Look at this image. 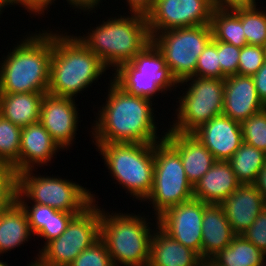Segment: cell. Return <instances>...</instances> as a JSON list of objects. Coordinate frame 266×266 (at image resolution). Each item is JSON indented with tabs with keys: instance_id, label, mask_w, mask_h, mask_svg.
<instances>
[{
	"instance_id": "8992f818",
	"label": "cell",
	"mask_w": 266,
	"mask_h": 266,
	"mask_svg": "<svg viewBox=\"0 0 266 266\" xmlns=\"http://www.w3.org/2000/svg\"><path fill=\"white\" fill-rule=\"evenodd\" d=\"M154 144L95 143L114 179L141 202L153 186Z\"/></svg>"
},
{
	"instance_id": "9c48e42d",
	"label": "cell",
	"mask_w": 266,
	"mask_h": 266,
	"mask_svg": "<svg viewBox=\"0 0 266 266\" xmlns=\"http://www.w3.org/2000/svg\"><path fill=\"white\" fill-rule=\"evenodd\" d=\"M189 83L180 96L177 119L168 131L193 133L201 125L222 114L224 104V79L191 76L179 84Z\"/></svg>"
},
{
	"instance_id": "e0dca14e",
	"label": "cell",
	"mask_w": 266,
	"mask_h": 266,
	"mask_svg": "<svg viewBox=\"0 0 266 266\" xmlns=\"http://www.w3.org/2000/svg\"><path fill=\"white\" fill-rule=\"evenodd\" d=\"M220 205L233 232L241 235L266 207V202L254 184H241Z\"/></svg>"
},
{
	"instance_id": "52a82bcc",
	"label": "cell",
	"mask_w": 266,
	"mask_h": 266,
	"mask_svg": "<svg viewBox=\"0 0 266 266\" xmlns=\"http://www.w3.org/2000/svg\"><path fill=\"white\" fill-rule=\"evenodd\" d=\"M164 137L154 144L153 186L144 200L151 201L156 218L168 208L194 198L180 155Z\"/></svg>"
},
{
	"instance_id": "5bb4252c",
	"label": "cell",
	"mask_w": 266,
	"mask_h": 266,
	"mask_svg": "<svg viewBox=\"0 0 266 266\" xmlns=\"http://www.w3.org/2000/svg\"><path fill=\"white\" fill-rule=\"evenodd\" d=\"M75 99L46 93L40 112V123L50 133L52 139L64 149L69 148L77 131L78 111Z\"/></svg>"
},
{
	"instance_id": "bcb514c9",
	"label": "cell",
	"mask_w": 266,
	"mask_h": 266,
	"mask_svg": "<svg viewBox=\"0 0 266 266\" xmlns=\"http://www.w3.org/2000/svg\"><path fill=\"white\" fill-rule=\"evenodd\" d=\"M256 189L262 194L266 202V164L260 170L257 180L254 183Z\"/></svg>"
},
{
	"instance_id": "cb8c5ba5",
	"label": "cell",
	"mask_w": 266,
	"mask_h": 266,
	"mask_svg": "<svg viewBox=\"0 0 266 266\" xmlns=\"http://www.w3.org/2000/svg\"><path fill=\"white\" fill-rule=\"evenodd\" d=\"M46 93H0V115L23 128L40 121Z\"/></svg>"
},
{
	"instance_id": "60d3db41",
	"label": "cell",
	"mask_w": 266,
	"mask_h": 266,
	"mask_svg": "<svg viewBox=\"0 0 266 266\" xmlns=\"http://www.w3.org/2000/svg\"><path fill=\"white\" fill-rule=\"evenodd\" d=\"M53 0H1V3L3 5V7L8 6V5H14L16 4H20L23 5L22 7H25V10L27 9V12H32L35 15H37L36 13L42 14L44 13V10L47 9L48 5L51 4Z\"/></svg>"
},
{
	"instance_id": "d6986e66",
	"label": "cell",
	"mask_w": 266,
	"mask_h": 266,
	"mask_svg": "<svg viewBox=\"0 0 266 266\" xmlns=\"http://www.w3.org/2000/svg\"><path fill=\"white\" fill-rule=\"evenodd\" d=\"M61 147L40 122L23 127L20 138L19 162L13 167L15 172L32 170L51 161Z\"/></svg>"
},
{
	"instance_id": "f6af8a7d",
	"label": "cell",
	"mask_w": 266,
	"mask_h": 266,
	"mask_svg": "<svg viewBox=\"0 0 266 266\" xmlns=\"http://www.w3.org/2000/svg\"><path fill=\"white\" fill-rule=\"evenodd\" d=\"M55 0H53L54 2ZM101 0H67V3L69 2L70 5H73L72 7L81 9L83 11H91L97 5L99 6Z\"/></svg>"
},
{
	"instance_id": "8fae6325",
	"label": "cell",
	"mask_w": 266,
	"mask_h": 266,
	"mask_svg": "<svg viewBox=\"0 0 266 266\" xmlns=\"http://www.w3.org/2000/svg\"><path fill=\"white\" fill-rule=\"evenodd\" d=\"M95 203L75 215L66 230L39 251L41 261L49 265L69 266L83 250L100 239L101 208Z\"/></svg>"
},
{
	"instance_id": "2e32d148",
	"label": "cell",
	"mask_w": 266,
	"mask_h": 266,
	"mask_svg": "<svg viewBox=\"0 0 266 266\" xmlns=\"http://www.w3.org/2000/svg\"><path fill=\"white\" fill-rule=\"evenodd\" d=\"M266 108L259 99L252 76L231 75L224 79L222 114L242 122Z\"/></svg>"
},
{
	"instance_id": "5b68a950",
	"label": "cell",
	"mask_w": 266,
	"mask_h": 266,
	"mask_svg": "<svg viewBox=\"0 0 266 266\" xmlns=\"http://www.w3.org/2000/svg\"><path fill=\"white\" fill-rule=\"evenodd\" d=\"M144 217L101 210L100 239L114 266H148L153 231Z\"/></svg>"
},
{
	"instance_id": "d6a6232c",
	"label": "cell",
	"mask_w": 266,
	"mask_h": 266,
	"mask_svg": "<svg viewBox=\"0 0 266 266\" xmlns=\"http://www.w3.org/2000/svg\"><path fill=\"white\" fill-rule=\"evenodd\" d=\"M196 77L221 79L219 41L211 40L197 59Z\"/></svg>"
},
{
	"instance_id": "30bf717a",
	"label": "cell",
	"mask_w": 266,
	"mask_h": 266,
	"mask_svg": "<svg viewBox=\"0 0 266 266\" xmlns=\"http://www.w3.org/2000/svg\"><path fill=\"white\" fill-rule=\"evenodd\" d=\"M211 40L210 24L170 29L152 36L178 83L195 75L197 59Z\"/></svg>"
},
{
	"instance_id": "74e56055",
	"label": "cell",
	"mask_w": 266,
	"mask_h": 266,
	"mask_svg": "<svg viewBox=\"0 0 266 266\" xmlns=\"http://www.w3.org/2000/svg\"><path fill=\"white\" fill-rule=\"evenodd\" d=\"M16 202L25 211L32 236L37 235L40 230L47 224L49 219V212H54L56 209L47 205H41L38 203H32V207L28 206L24 198L16 197ZM35 234V235H34Z\"/></svg>"
},
{
	"instance_id": "4316f807",
	"label": "cell",
	"mask_w": 266,
	"mask_h": 266,
	"mask_svg": "<svg viewBox=\"0 0 266 266\" xmlns=\"http://www.w3.org/2000/svg\"><path fill=\"white\" fill-rule=\"evenodd\" d=\"M228 162L241 184H254L266 164V153L243 142Z\"/></svg>"
},
{
	"instance_id": "3957f363",
	"label": "cell",
	"mask_w": 266,
	"mask_h": 266,
	"mask_svg": "<svg viewBox=\"0 0 266 266\" xmlns=\"http://www.w3.org/2000/svg\"><path fill=\"white\" fill-rule=\"evenodd\" d=\"M106 69L77 36L53 33L48 94L75 98Z\"/></svg>"
},
{
	"instance_id": "d590c367",
	"label": "cell",
	"mask_w": 266,
	"mask_h": 266,
	"mask_svg": "<svg viewBox=\"0 0 266 266\" xmlns=\"http://www.w3.org/2000/svg\"><path fill=\"white\" fill-rule=\"evenodd\" d=\"M17 173L9 166L0 164V212L16 201Z\"/></svg>"
},
{
	"instance_id": "f35d334b",
	"label": "cell",
	"mask_w": 266,
	"mask_h": 266,
	"mask_svg": "<svg viewBox=\"0 0 266 266\" xmlns=\"http://www.w3.org/2000/svg\"><path fill=\"white\" fill-rule=\"evenodd\" d=\"M241 48L219 41V62L221 79L238 74V63Z\"/></svg>"
},
{
	"instance_id": "6da1fadb",
	"label": "cell",
	"mask_w": 266,
	"mask_h": 266,
	"mask_svg": "<svg viewBox=\"0 0 266 266\" xmlns=\"http://www.w3.org/2000/svg\"><path fill=\"white\" fill-rule=\"evenodd\" d=\"M93 131L95 143H157L152 101L127 93L113 80Z\"/></svg>"
},
{
	"instance_id": "603a6c76",
	"label": "cell",
	"mask_w": 266,
	"mask_h": 266,
	"mask_svg": "<svg viewBox=\"0 0 266 266\" xmlns=\"http://www.w3.org/2000/svg\"><path fill=\"white\" fill-rule=\"evenodd\" d=\"M115 72L112 80L124 91L150 100L156 92L166 93L178 84L173 76L138 75V70L130 62L120 65Z\"/></svg>"
},
{
	"instance_id": "4dcf8cb0",
	"label": "cell",
	"mask_w": 266,
	"mask_h": 266,
	"mask_svg": "<svg viewBox=\"0 0 266 266\" xmlns=\"http://www.w3.org/2000/svg\"><path fill=\"white\" fill-rule=\"evenodd\" d=\"M234 11L241 18L247 44L263 46L266 42V12L256 8H239Z\"/></svg>"
},
{
	"instance_id": "e575fe53",
	"label": "cell",
	"mask_w": 266,
	"mask_h": 266,
	"mask_svg": "<svg viewBox=\"0 0 266 266\" xmlns=\"http://www.w3.org/2000/svg\"><path fill=\"white\" fill-rule=\"evenodd\" d=\"M264 62L265 56L262 46L247 44L240 50L238 75L253 76Z\"/></svg>"
},
{
	"instance_id": "b9f144b4",
	"label": "cell",
	"mask_w": 266,
	"mask_h": 266,
	"mask_svg": "<svg viewBox=\"0 0 266 266\" xmlns=\"http://www.w3.org/2000/svg\"><path fill=\"white\" fill-rule=\"evenodd\" d=\"M214 9L235 10L239 8H256L255 0H211Z\"/></svg>"
},
{
	"instance_id": "f907efd6",
	"label": "cell",
	"mask_w": 266,
	"mask_h": 266,
	"mask_svg": "<svg viewBox=\"0 0 266 266\" xmlns=\"http://www.w3.org/2000/svg\"><path fill=\"white\" fill-rule=\"evenodd\" d=\"M4 7H3V5H2V3H1V0H0V14H2L1 12H3V9ZM2 10V11H1Z\"/></svg>"
},
{
	"instance_id": "9a60e30c",
	"label": "cell",
	"mask_w": 266,
	"mask_h": 266,
	"mask_svg": "<svg viewBox=\"0 0 266 266\" xmlns=\"http://www.w3.org/2000/svg\"><path fill=\"white\" fill-rule=\"evenodd\" d=\"M216 160L228 161L243 143L241 124L220 114L193 133Z\"/></svg>"
},
{
	"instance_id": "7dc6e473",
	"label": "cell",
	"mask_w": 266,
	"mask_h": 266,
	"mask_svg": "<svg viewBox=\"0 0 266 266\" xmlns=\"http://www.w3.org/2000/svg\"><path fill=\"white\" fill-rule=\"evenodd\" d=\"M28 266H55V265H49L41 261L38 257H36V260L34 262L29 263Z\"/></svg>"
},
{
	"instance_id": "4fadbf2b",
	"label": "cell",
	"mask_w": 266,
	"mask_h": 266,
	"mask_svg": "<svg viewBox=\"0 0 266 266\" xmlns=\"http://www.w3.org/2000/svg\"><path fill=\"white\" fill-rule=\"evenodd\" d=\"M203 214L204 202L192 198L168 208L156 218V224L169 236L201 257Z\"/></svg>"
},
{
	"instance_id": "f5cc1de1",
	"label": "cell",
	"mask_w": 266,
	"mask_h": 266,
	"mask_svg": "<svg viewBox=\"0 0 266 266\" xmlns=\"http://www.w3.org/2000/svg\"><path fill=\"white\" fill-rule=\"evenodd\" d=\"M264 261H266V260H263V263H262V265H261V266H265L266 262H264Z\"/></svg>"
},
{
	"instance_id": "277c9868",
	"label": "cell",
	"mask_w": 266,
	"mask_h": 266,
	"mask_svg": "<svg viewBox=\"0 0 266 266\" xmlns=\"http://www.w3.org/2000/svg\"><path fill=\"white\" fill-rule=\"evenodd\" d=\"M95 28L86 37L78 38L107 68L114 67L113 70L130 62L152 42L147 19L138 14L111 17Z\"/></svg>"
},
{
	"instance_id": "484cf974",
	"label": "cell",
	"mask_w": 266,
	"mask_h": 266,
	"mask_svg": "<svg viewBox=\"0 0 266 266\" xmlns=\"http://www.w3.org/2000/svg\"><path fill=\"white\" fill-rule=\"evenodd\" d=\"M266 255L243 235H235L229 246L210 260L216 266H261Z\"/></svg>"
},
{
	"instance_id": "44dd1931",
	"label": "cell",
	"mask_w": 266,
	"mask_h": 266,
	"mask_svg": "<svg viewBox=\"0 0 266 266\" xmlns=\"http://www.w3.org/2000/svg\"><path fill=\"white\" fill-rule=\"evenodd\" d=\"M235 235L222 206L204 202L201 259L210 260L229 246Z\"/></svg>"
},
{
	"instance_id": "7a4b0ae2",
	"label": "cell",
	"mask_w": 266,
	"mask_h": 266,
	"mask_svg": "<svg viewBox=\"0 0 266 266\" xmlns=\"http://www.w3.org/2000/svg\"><path fill=\"white\" fill-rule=\"evenodd\" d=\"M42 32L17 43L0 63V93H48L53 32Z\"/></svg>"
},
{
	"instance_id": "7c38bea8",
	"label": "cell",
	"mask_w": 266,
	"mask_h": 266,
	"mask_svg": "<svg viewBox=\"0 0 266 266\" xmlns=\"http://www.w3.org/2000/svg\"><path fill=\"white\" fill-rule=\"evenodd\" d=\"M213 10L211 0H155L153 9L146 16L150 35L210 24Z\"/></svg>"
},
{
	"instance_id": "681fc988",
	"label": "cell",
	"mask_w": 266,
	"mask_h": 266,
	"mask_svg": "<svg viewBox=\"0 0 266 266\" xmlns=\"http://www.w3.org/2000/svg\"><path fill=\"white\" fill-rule=\"evenodd\" d=\"M263 48V52H264V56H265V61H266V42L264 43V45L262 46Z\"/></svg>"
},
{
	"instance_id": "7402d4cb",
	"label": "cell",
	"mask_w": 266,
	"mask_h": 266,
	"mask_svg": "<svg viewBox=\"0 0 266 266\" xmlns=\"http://www.w3.org/2000/svg\"><path fill=\"white\" fill-rule=\"evenodd\" d=\"M156 226V231L151 236L148 266L199 265L202 259L195 251L185 247Z\"/></svg>"
},
{
	"instance_id": "ee69618b",
	"label": "cell",
	"mask_w": 266,
	"mask_h": 266,
	"mask_svg": "<svg viewBox=\"0 0 266 266\" xmlns=\"http://www.w3.org/2000/svg\"><path fill=\"white\" fill-rule=\"evenodd\" d=\"M132 14L147 16L153 9L155 0H127Z\"/></svg>"
},
{
	"instance_id": "d4e9b609",
	"label": "cell",
	"mask_w": 266,
	"mask_h": 266,
	"mask_svg": "<svg viewBox=\"0 0 266 266\" xmlns=\"http://www.w3.org/2000/svg\"><path fill=\"white\" fill-rule=\"evenodd\" d=\"M31 233L26 213L16 201L0 212V254L28 241Z\"/></svg>"
},
{
	"instance_id": "816d5d0a",
	"label": "cell",
	"mask_w": 266,
	"mask_h": 266,
	"mask_svg": "<svg viewBox=\"0 0 266 266\" xmlns=\"http://www.w3.org/2000/svg\"><path fill=\"white\" fill-rule=\"evenodd\" d=\"M0 266H8V265L6 264V262L4 263V262H1L0 260Z\"/></svg>"
},
{
	"instance_id": "f1b7e54d",
	"label": "cell",
	"mask_w": 266,
	"mask_h": 266,
	"mask_svg": "<svg viewBox=\"0 0 266 266\" xmlns=\"http://www.w3.org/2000/svg\"><path fill=\"white\" fill-rule=\"evenodd\" d=\"M21 130L0 115V164L13 168L19 162Z\"/></svg>"
},
{
	"instance_id": "ac0fdd59",
	"label": "cell",
	"mask_w": 266,
	"mask_h": 266,
	"mask_svg": "<svg viewBox=\"0 0 266 266\" xmlns=\"http://www.w3.org/2000/svg\"><path fill=\"white\" fill-rule=\"evenodd\" d=\"M164 134V139L179 153L187 179L194 187L216 162L215 157L192 133Z\"/></svg>"
},
{
	"instance_id": "1f68e13d",
	"label": "cell",
	"mask_w": 266,
	"mask_h": 266,
	"mask_svg": "<svg viewBox=\"0 0 266 266\" xmlns=\"http://www.w3.org/2000/svg\"><path fill=\"white\" fill-rule=\"evenodd\" d=\"M243 142L266 153V108L241 123Z\"/></svg>"
},
{
	"instance_id": "ffe728a7",
	"label": "cell",
	"mask_w": 266,
	"mask_h": 266,
	"mask_svg": "<svg viewBox=\"0 0 266 266\" xmlns=\"http://www.w3.org/2000/svg\"><path fill=\"white\" fill-rule=\"evenodd\" d=\"M240 185L231 164L216 160L193 187V196L206 204H221Z\"/></svg>"
},
{
	"instance_id": "ba28073f",
	"label": "cell",
	"mask_w": 266,
	"mask_h": 266,
	"mask_svg": "<svg viewBox=\"0 0 266 266\" xmlns=\"http://www.w3.org/2000/svg\"><path fill=\"white\" fill-rule=\"evenodd\" d=\"M33 170L17 174L16 197L30 198L34 203L68 213H82L96 201L89 190L75 182L50 176H34Z\"/></svg>"
},
{
	"instance_id": "7bdbcfd3",
	"label": "cell",
	"mask_w": 266,
	"mask_h": 266,
	"mask_svg": "<svg viewBox=\"0 0 266 266\" xmlns=\"http://www.w3.org/2000/svg\"><path fill=\"white\" fill-rule=\"evenodd\" d=\"M259 99L266 106V61L252 76Z\"/></svg>"
},
{
	"instance_id": "83f0119b",
	"label": "cell",
	"mask_w": 266,
	"mask_h": 266,
	"mask_svg": "<svg viewBox=\"0 0 266 266\" xmlns=\"http://www.w3.org/2000/svg\"><path fill=\"white\" fill-rule=\"evenodd\" d=\"M210 26L212 39L242 48L247 45L240 16L234 10L214 9Z\"/></svg>"
},
{
	"instance_id": "c3c4849f",
	"label": "cell",
	"mask_w": 266,
	"mask_h": 266,
	"mask_svg": "<svg viewBox=\"0 0 266 266\" xmlns=\"http://www.w3.org/2000/svg\"><path fill=\"white\" fill-rule=\"evenodd\" d=\"M198 266H216L211 260H202Z\"/></svg>"
},
{
	"instance_id": "ab89813d",
	"label": "cell",
	"mask_w": 266,
	"mask_h": 266,
	"mask_svg": "<svg viewBox=\"0 0 266 266\" xmlns=\"http://www.w3.org/2000/svg\"><path fill=\"white\" fill-rule=\"evenodd\" d=\"M241 235L266 255V207Z\"/></svg>"
},
{
	"instance_id": "8d00e7d4",
	"label": "cell",
	"mask_w": 266,
	"mask_h": 266,
	"mask_svg": "<svg viewBox=\"0 0 266 266\" xmlns=\"http://www.w3.org/2000/svg\"><path fill=\"white\" fill-rule=\"evenodd\" d=\"M80 213H68L61 210L49 212V219L47 224L40 230L36 236L46 239L44 245L48 242L58 238L67 228L70 220Z\"/></svg>"
},
{
	"instance_id": "f546056e",
	"label": "cell",
	"mask_w": 266,
	"mask_h": 266,
	"mask_svg": "<svg viewBox=\"0 0 266 266\" xmlns=\"http://www.w3.org/2000/svg\"><path fill=\"white\" fill-rule=\"evenodd\" d=\"M130 63L138 70V75L173 76L160 50L150 42Z\"/></svg>"
},
{
	"instance_id": "836d02e7",
	"label": "cell",
	"mask_w": 266,
	"mask_h": 266,
	"mask_svg": "<svg viewBox=\"0 0 266 266\" xmlns=\"http://www.w3.org/2000/svg\"><path fill=\"white\" fill-rule=\"evenodd\" d=\"M69 266H114L105 243L99 239L83 250Z\"/></svg>"
}]
</instances>
